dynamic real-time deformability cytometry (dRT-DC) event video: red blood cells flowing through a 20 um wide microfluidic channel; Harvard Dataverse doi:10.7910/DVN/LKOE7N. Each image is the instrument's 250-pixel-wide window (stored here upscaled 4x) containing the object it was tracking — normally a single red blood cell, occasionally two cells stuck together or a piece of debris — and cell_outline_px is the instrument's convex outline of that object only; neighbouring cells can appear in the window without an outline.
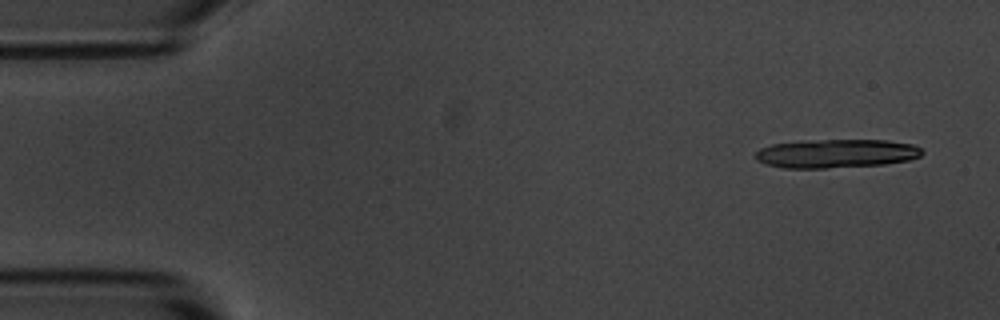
{"species": "common noctule bat (a hibernating species)", "species_latin": "Nyctalus noctula", "temperature_condition": "room temperature", "stored_images_in_passage": 4, "camera_frame_rate_fps": 3000, "um_per_image_px": 0.085, "animal": {"sex": "male", "body_mass_g": 20.1, "forearm_length_mm": 53.5}, "frame": {"image": 1, "passage_image": 1, "time_ms": 0.0, "image_size_px": [1000, 320], "cell_outline_px": [[924, 152], [920, 156], [908, 160], [884, 164], [824, 168], [784, 168], [768, 164], [756, 160], [756, 152], [760, 148], [772, 144], [808, 140], [884, 140], [912, 144], [920, 148]], "centroid_in_image_um": [71.08, 13.04], "position_along_channel_um": 13.9, "area_um2": 27.69}}
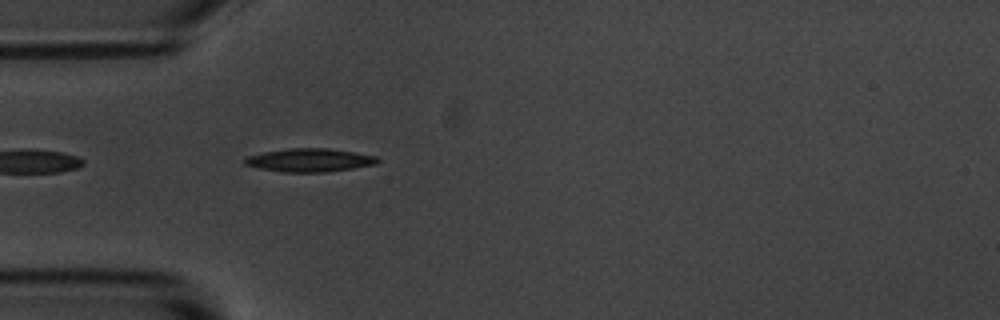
{"frame": {"image": 2, "passage_image": 4, "time_ms": 4.333, "image_size_px": [1000, 320], "cell_outline_px": [[380, 160], [376, 164], [352, 168], [324, 172], [284, 172], [260, 168], [244, 164], [244, 160], [248, 156], [264, 152], [292, 148], [328, 148], [376, 156]], "centroid_in_image_um": [26.32, 13.61], "position_along_channel_um": 58.7, "area_um2": 17.74}}